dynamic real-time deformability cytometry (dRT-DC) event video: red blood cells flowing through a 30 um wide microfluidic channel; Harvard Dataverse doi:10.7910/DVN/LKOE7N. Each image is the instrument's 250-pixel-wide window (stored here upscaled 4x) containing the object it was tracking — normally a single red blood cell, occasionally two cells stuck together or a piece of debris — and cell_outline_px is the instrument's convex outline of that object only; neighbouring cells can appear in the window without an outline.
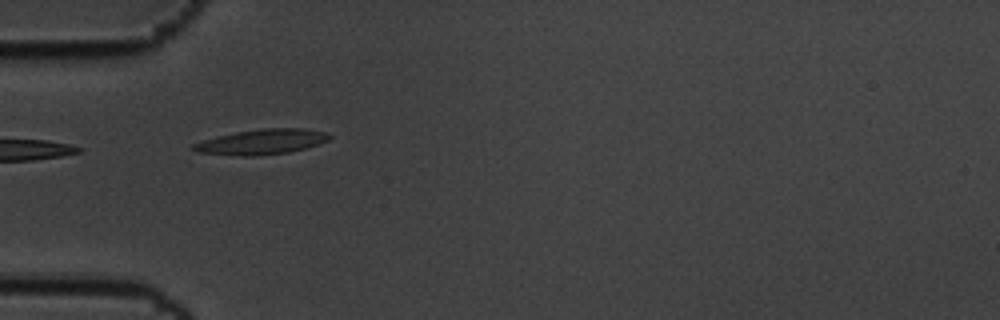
{"species": "common noctule bat (a hibernating species)", "species_latin": "Nyctalus noctula", "temperature_condition": "cold", "stored_images_in_passage": 41, "camera_frame_rate_fps": 3000, "um_per_image_px": 0.085, "animal": {"sex": "male", "body_mass_g": 19.5, "forearm_length_mm": 54.6}, "frame": {"image": 1, "passage_image": 1, "time_ms": 0.0, "image_size_px": [1000, 320], "cell_outline_px": [[332, 136], [328, 140], [304, 148], [288, 152], [256, 156], [240, 156], [196, 152], [188, 148], [192, 144], [204, 140], [236, 132], [260, 128], [304, 128], [328, 132]], "centroid_in_image_um": [22.22, 12.05], "position_along_channel_um": 62.8, "area_um2": 19.94}}
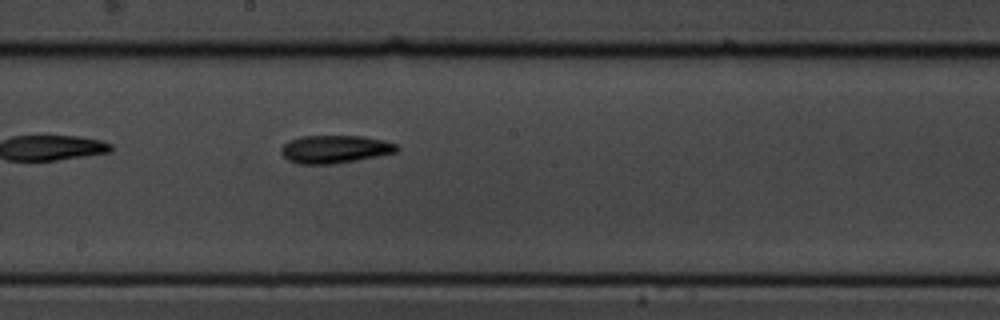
{"frame": {"image": 2, "passage_image": 15, "time_ms": 4.667, "image_size_px": [1000, 320], "cell_outline_px": [[400, 148], [396, 152], [356, 160], [332, 164], [300, 164], [288, 160], [280, 152], [280, 148], [288, 140], [300, 136], [364, 136], [384, 140], [396, 144]], "centroid_in_image_um": [28.44, 12.67], "position_along_channel_um": 219.8, "area_um2": 18.84}}
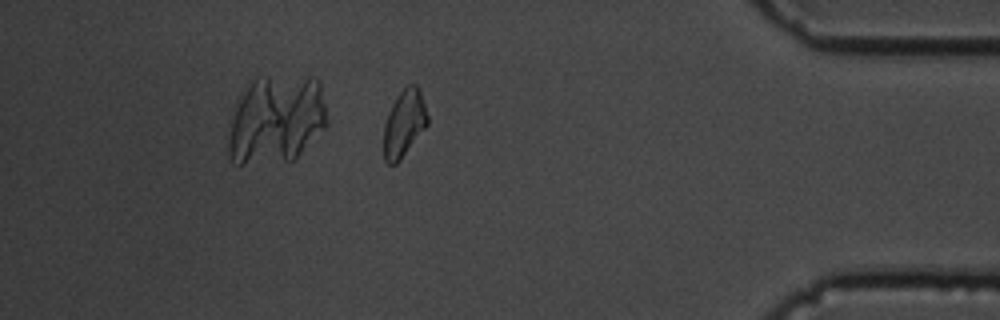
{"frame": {"image": 3, "passage_image": 34, "time_ms": 11.0, "image_size_px": [1000, 320], "cell_outline_px": [[428, 124], [400, 160], [396, 164], [388, 164], [384, 160], [384, 124], [388, 112], [392, 104], [400, 92], [408, 84], [416, 84], [420, 88], [428, 116]], "centroid_in_image_um": [34.35, 10.47], "position_along_channel_um": 400.8, "area_um2": 17.05}, "authors_computed_cell_mechanics": {"area_um2": 17.6868, "velocity_mm_per_s": 3.4226, "shape_relaxation_time_tau1_ms": 2.7992, "shape_relaxation_time_tau2_ms": 10.8113, "deformation_change_tau1": 0.1479, "deformation_change_tau2": 0.2156}}